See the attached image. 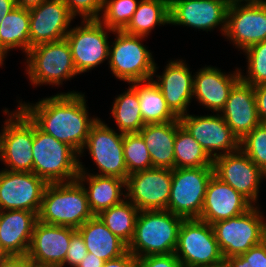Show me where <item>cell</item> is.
<instances>
[{"mask_svg":"<svg viewBox=\"0 0 266 267\" xmlns=\"http://www.w3.org/2000/svg\"><path fill=\"white\" fill-rule=\"evenodd\" d=\"M85 93L60 92L33 103L20 102V109L44 133L81 153L91 126L98 117H89Z\"/></svg>","mask_w":266,"mask_h":267,"instance_id":"1","label":"cell"},{"mask_svg":"<svg viewBox=\"0 0 266 267\" xmlns=\"http://www.w3.org/2000/svg\"><path fill=\"white\" fill-rule=\"evenodd\" d=\"M183 219L168 210L139 211L127 250L136 258L175 253Z\"/></svg>","mask_w":266,"mask_h":267,"instance_id":"2","label":"cell"},{"mask_svg":"<svg viewBox=\"0 0 266 267\" xmlns=\"http://www.w3.org/2000/svg\"><path fill=\"white\" fill-rule=\"evenodd\" d=\"M93 216L83 185L77 179L46 186L38 214L40 222L77 229Z\"/></svg>","mask_w":266,"mask_h":267,"instance_id":"3","label":"cell"},{"mask_svg":"<svg viewBox=\"0 0 266 267\" xmlns=\"http://www.w3.org/2000/svg\"><path fill=\"white\" fill-rule=\"evenodd\" d=\"M33 169L49 183L70 182L79 174V154L68 144L44 133L34 124Z\"/></svg>","mask_w":266,"mask_h":267,"instance_id":"4","label":"cell"},{"mask_svg":"<svg viewBox=\"0 0 266 267\" xmlns=\"http://www.w3.org/2000/svg\"><path fill=\"white\" fill-rule=\"evenodd\" d=\"M112 34L116 38L109 46L107 64L113 76L128 84L152 79L159 67L152 52L142 43L146 37L130 35L124 31H114Z\"/></svg>","mask_w":266,"mask_h":267,"instance_id":"5","label":"cell"},{"mask_svg":"<svg viewBox=\"0 0 266 267\" xmlns=\"http://www.w3.org/2000/svg\"><path fill=\"white\" fill-rule=\"evenodd\" d=\"M25 56V73L34 87L43 84L59 87L78 75L66 39L33 46Z\"/></svg>","mask_w":266,"mask_h":267,"instance_id":"6","label":"cell"},{"mask_svg":"<svg viewBox=\"0 0 266 267\" xmlns=\"http://www.w3.org/2000/svg\"><path fill=\"white\" fill-rule=\"evenodd\" d=\"M259 204L247 212L212 224L224 259L242 255L266 239V218Z\"/></svg>","mask_w":266,"mask_h":267,"instance_id":"7","label":"cell"},{"mask_svg":"<svg viewBox=\"0 0 266 267\" xmlns=\"http://www.w3.org/2000/svg\"><path fill=\"white\" fill-rule=\"evenodd\" d=\"M213 167L174 168L167 210L184 219L200 218Z\"/></svg>","mask_w":266,"mask_h":267,"instance_id":"8","label":"cell"},{"mask_svg":"<svg viewBox=\"0 0 266 267\" xmlns=\"http://www.w3.org/2000/svg\"><path fill=\"white\" fill-rule=\"evenodd\" d=\"M175 255L183 267L212 265L224 259L212 225L199 218L183 219Z\"/></svg>","mask_w":266,"mask_h":267,"instance_id":"9","label":"cell"},{"mask_svg":"<svg viewBox=\"0 0 266 267\" xmlns=\"http://www.w3.org/2000/svg\"><path fill=\"white\" fill-rule=\"evenodd\" d=\"M109 32L114 31L98 19L81 20L79 26L70 28L65 39L71 48L73 62L79 75L109 60Z\"/></svg>","mask_w":266,"mask_h":267,"instance_id":"10","label":"cell"},{"mask_svg":"<svg viewBox=\"0 0 266 267\" xmlns=\"http://www.w3.org/2000/svg\"><path fill=\"white\" fill-rule=\"evenodd\" d=\"M87 150L98 168L94 175L114 176L125 181L128 171L123 154V133L109 127L100 118L91 126L87 141L79 158Z\"/></svg>","mask_w":266,"mask_h":267,"instance_id":"11","label":"cell"},{"mask_svg":"<svg viewBox=\"0 0 266 267\" xmlns=\"http://www.w3.org/2000/svg\"><path fill=\"white\" fill-rule=\"evenodd\" d=\"M212 166L216 177L233 187L253 206L259 203V187L266 174L240 148L216 157Z\"/></svg>","mask_w":266,"mask_h":267,"instance_id":"12","label":"cell"},{"mask_svg":"<svg viewBox=\"0 0 266 267\" xmlns=\"http://www.w3.org/2000/svg\"><path fill=\"white\" fill-rule=\"evenodd\" d=\"M34 123L20 109L4 126L0 161L6 170L32 172Z\"/></svg>","mask_w":266,"mask_h":267,"instance_id":"13","label":"cell"},{"mask_svg":"<svg viewBox=\"0 0 266 267\" xmlns=\"http://www.w3.org/2000/svg\"><path fill=\"white\" fill-rule=\"evenodd\" d=\"M179 121L212 160L240 148L239 139L219 113L204 116L187 113Z\"/></svg>","mask_w":266,"mask_h":267,"instance_id":"14","label":"cell"},{"mask_svg":"<svg viewBox=\"0 0 266 267\" xmlns=\"http://www.w3.org/2000/svg\"><path fill=\"white\" fill-rule=\"evenodd\" d=\"M48 183L33 172L0 171V211L40 212Z\"/></svg>","mask_w":266,"mask_h":267,"instance_id":"15","label":"cell"},{"mask_svg":"<svg viewBox=\"0 0 266 267\" xmlns=\"http://www.w3.org/2000/svg\"><path fill=\"white\" fill-rule=\"evenodd\" d=\"M172 169L151 168L134 172L126 180V198L139 211L167 210Z\"/></svg>","mask_w":266,"mask_h":267,"instance_id":"16","label":"cell"},{"mask_svg":"<svg viewBox=\"0 0 266 267\" xmlns=\"http://www.w3.org/2000/svg\"><path fill=\"white\" fill-rule=\"evenodd\" d=\"M228 5L224 0H169L170 24L202 31H226ZM221 26V27H220Z\"/></svg>","mask_w":266,"mask_h":267,"instance_id":"17","label":"cell"},{"mask_svg":"<svg viewBox=\"0 0 266 267\" xmlns=\"http://www.w3.org/2000/svg\"><path fill=\"white\" fill-rule=\"evenodd\" d=\"M224 37L238 51L266 40V2L257 5L230 6Z\"/></svg>","mask_w":266,"mask_h":267,"instance_id":"18","label":"cell"},{"mask_svg":"<svg viewBox=\"0 0 266 267\" xmlns=\"http://www.w3.org/2000/svg\"><path fill=\"white\" fill-rule=\"evenodd\" d=\"M77 230L68 226L36 222L27 252L36 267H61L65 261L71 236Z\"/></svg>","mask_w":266,"mask_h":267,"instance_id":"19","label":"cell"},{"mask_svg":"<svg viewBox=\"0 0 266 267\" xmlns=\"http://www.w3.org/2000/svg\"><path fill=\"white\" fill-rule=\"evenodd\" d=\"M31 48L38 44L65 39L75 17L62 0H45L29 9Z\"/></svg>","mask_w":266,"mask_h":267,"instance_id":"20","label":"cell"},{"mask_svg":"<svg viewBox=\"0 0 266 267\" xmlns=\"http://www.w3.org/2000/svg\"><path fill=\"white\" fill-rule=\"evenodd\" d=\"M242 69L236 68L233 73L221 71L218 67L206 65L194 75L193 97L199 105L220 113L224 108L233 87L241 80Z\"/></svg>","mask_w":266,"mask_h":267,"instance_id":"21","label":"cell"},{"mask_svg":"<svg viewBox=\"0 0 266 267\" xmlns=\"http://www.w3.org/2000/svg\"><path fill=\"white\" fill-rule=\"evenodd\" d=\"M182 59L170 60L161 75L152 80L159 87L167 106L179 118L186 115L193 100L194 75Z\"/></svg>","mask_w":266,"mask_h":267,"instance_id":"22","label":"cell"},{"mask_svg":"<svg viewBox=\"0 0 266 267\" xmlns=\"http://www.w3.org/2000/svg\"><path fill=\"white\" fill-rule=\"evenodd\" d=\"M253 205L214 174L208 182L200 220L209 224L239 216Z\"/></svg>","mask_w":266,"mask_h":267,"instance_id":"23","label":"cell"},{"mask_svg":"<svg viewBox=\"0 0 266 267\" xmlns=\"http://www.w3.org/2000/svg\"><path fill=\"white\" fill-rule=\"evenodd\" d=\"M220 115L239 141L242 140L261 123L257 113L254 87L240 80L231 90Z\"/></svg>","mask_w":266,"mask_h":267,"instance_id":"24","label":"cell"},{"mask_svg":"<svg viewBox=\"0 0 266 267\" xmlns=\"http://www.w3.org/2000/svg\"><path fill=\"white\" fill-rule=\"evenodd\" d=\"M80 160L77 180L83 185L90 211L94 216L121 203L126 198V181L124 179L89 173L88 168H85Z\"/></svg>","mask_w":266,"mask_h":267,"instance_id":"25","label":"cell"},{"mask_svg":"<svg viewBox=\"0 0 266 267\" xmlns=\"http://www.w3.org/2000/svg\"><path fill=\"white\" fill-rule=\"evenodd\" d=\"M37 221L35 212L0 211V243L8 255L27 254Z\"/></svg>","mask_w":266,"mask_h":267,"instance_id":"26","label":"cell"},{"mask_svg":"<svg viewBox=\"0 0 266 267\" xmlns=\"http://www.w3.org/2000/svg\"><path fill=\"white\" fill-rule=\"evenodd\" d=\"M177 120L146 124L138 133L149 150L153 168H175L174 142Z\"/></svg>","mask_w":266,"mask_h":267,"instance_id":"27","label":"cell"},{"mask_svg":"<svg viewBox=\"0 0 266 267\" xmlns=\"http://www.w3.org/2000/svg\"><path fill=\"white\" fill-rule=\"evenodd\" d=\"M76 230L81 234L87 251L104 261L119 258L128 251L127 245L98 216L88 219Z\"/></svg>","mask_w":266,"mask_h":267,"instance_id":"28","label":"cell"},{"mask_svg":"<svg viewBox=\"0 0 266 267\" xmlns=\"http://www.w3.org/2000/svg\"><path fill=\"white\" fill-rule=\"evenodd\" d=\"M29 31V9L14 7L0 25V67L5 64L8 51L18 48L27 54L31 49Z\"/></svg>","mask_w":266,"mask_h":267,"instance_id":"29","label":"cell"},{"mask_svg":"<svg viewBox=\"0 0 266 267\" xmlns=\"http://www.w3.org/2000/svg\"><path fill=\"white\" fill-rule=\"evenodd\" d=\"M138 94L140 112L146 124L176 121L179 118L170 110L159 87L152 79L129 84Z\"/></svg>","mask_w":266,"mask_h":267,"instance_id":"30","label":"cell"},{"mask_svg":"<svg viewBox=\"0 0 266 267\" xmlns=\"http://www.w3.org/2000/svg\"><path fill=\"white\" fill-rule=\"evenodd\" d=\"M170 25L169 0H140L127 27L123 30L130 35L148 37L158 26Z\"/></svg>","mask_w":266,"mask_h":267,"instance_id":"31","label":"cell"},{"mask_svg":"<svg viewBox=\"0 0 266 267\" xmlns=\"http://www.w3.org/2000/svg\"><path fill=\"white\" fill-rule=\"evenodd\" d=\"M112 117L115 119L117 131L120 133H138L145 123L140 112L137 92L129 85L127 91L114 98Z\"/></svg>","mask_w":266,"mask_h":267,"instance_id":"32","label":"cell"},{"mask_svg":"<svg viewBox=\"0 0 266 267\" xmlns=\"http://www.w3.org/2000/svg\"><path fill=\"white\" fill-rule=\"evenodd\" d=\"M175 168L213 167V160L177 120L174 142Z\"/></svg>","mask_w":266,"mask_h":267,"instance_id":"33","label":"cell"},{"mask_svg":"<svg viewBox=\"0 0 266 267\" xmlns=\"http://www.w3.org/2000/svg\"><path fill=\"white\" fill-rule=\"evenodd\" d=\"M138 214V208L125 198L121 203L102 211L97 216L128 246L134 235Z\"/></svg>","mask_w":266,"mask_h":267,"instance_id":"34","label":"cell"},{"mask_svg":"<svg viewBox=\"0 0 266 267\" xmlns=\"http://www.w3.org/2000/svg\"><path fill=\"white\" fill-rule=\"evenodd\" d=\"M140 0H104L98 19L113 31H123L131 21Z\"/></svg>","mask_w":266,"mask_h":267,"instance_id":"35","label":"cell"},{"mask_svg":"<svg viewBox=\"0 0 266 267\" xmlns=\"http://www.w3.org/2000/svg\"><path fill=\"white\" fill-rule=\"evenodd\" d=\"M123 154L128 174L153 168L149 150L139 133L123 134Z\"/></svg>","mask_w":266,"mask_h":267,"instance_id":"36","label":"cell"},{"mask_svg":"<svg viewBox=\"0 0 266 267\" xmlns=\"http://www.w3.org/2000/svg\"><path fill=\"white\" fill-rule=\"evenodd\" d=\"M247 59L246 74L241 80L252 86L266 83V40L252 45L244 51Z\"/></svg>","mask_w":266,"mask_h":267,"instance_id":"37","label":"cell"},{"mask_svg":"<svg viewBox=\"0 0 266 267\" xmlns=\"http://www.w3.org/2000/svg\"><path fill=\"white\" fill-rule=\"evenodd\" d=\"M240 149L266 174V123H260L240 140Z\"/></svg>","mask_w":266,"mask_h":267,"instance_id":"38","label":"cell"},{"mask_svg":"<svg viewBox=\"0 0 266 267\" xmlns=\"http://www.w3.org/2000/svg\"><path fill=\"white\" fill-rule=\"evenodd\" d=\"M231 267H266V239L242 255L226 259Z\"/></svg>","mask_w":266,"mask_h":267,"instance_id":"39","label":"cell"},{"mask_svg":"<svg viewBox=\"0 0 266 267\" xmlns=\"http://www.w3.org/2000/svg\"><path fill=\"white\" fill-rule=\"evenodd\" d=\"M70 13L76 18L99 19L103 10L104 0H62Z\"/></svg>","mask_w":266,"mask_h":267,"instance_id":"40","label":"cell"},{"mask_svg":"<svg viewBox=\"0 0 266 267\" xmlns=\"http://www.w3.org/2000/svg\"><path fill=\"white\" fill-rule=\"evenodd\" d=\"M88 251L85 246L81 234L76 231L70 239V245L65 257V261L61 267L69 265L70 267H77V265L84 260Z\"/></svg>","mask_w":266,"mask_h":267,"instance_id":"41","label":"cell"},{"mask_svg":"<svg viewBox=\"0 0 266 267\" xmlns=\"http://www.w3.org/2000/svg\"><path fill=\"white\" fill-rule=\"evenodd\" d=\"M137 267H183L175 253L137 258Z\"/></svg>","mask_w":266,"mask_h":267,"instance_id":"42","label":"cell"},{"mask_svg":"<svg viewBox=\"0 0 266 267\" xmlns=\"http://www.w3.org/2000/svg\"><path fill=\"white\" fill-rule=\"evenodd\" d=\"M253 87L259 120L261 123H266V83Z\"/></svg>","mask_w":266,"mask_h":267,"instance_id":"43","label":"cell"},{"mask_svg":"<svg viewBox=\"0 0 266 267\" xmlns=\"http://www.w3.org/2000/svg\"><path fill=\"white\" fill-rule=\"evenodd\" d=\"M0 267H36L27 254L8 255L0 261Z\"/></svg>","mask_w":266,"mask_h":267,"instance_id":"44","label":"cell"},{"mask_svg":"<svg viewBox=\"0 0 266 267\" xmlns=\"http://www.w3.org/2000/svg\"><path fill=\"white\" fill-rule=\"evenodd\" d=\"M103 267H137V258L127 251L119 258L105 261Z\"/></svg>","mask_w":266,"mask_h":267,"instance_id":"45","label":"cell"},{"mask_svg":"<svg viewBox=\"0 0 266 267\" xmlns=\"http://www.w3.org/2000/svg\"><path fill=\"white\" fill-rule=\"evenodd\" d=\"M105 261L97 257L93 253H87L84 260L81 261L77 267H103Z\"/></svg>","mask_w":266,"mask_h":267,"instance_id":"46","label":"cell"},{"mask_svg":"<svg viewBox=\"0 0 266 267\" xmlns=\"http://www.w3.org/2000/svg\"><path fill=\"white\" fill-rule=\"evenodd\" d=\"M16 7L15 0H0V25L6 15Z\"/></svg>","mask_w":266,"mask_h":267,"instance_id":"47","label":"cell"},{"mask_svg":"<svg viewBox=\"0 0 266 267\" xmlns=\"http://www.w3.org/2000/svg\"><path fill=\"white\" fill-rule=\"evenodd\" d=\"M228 7L237 5H257L265 3L266 0H224Z\"/></svg>","mask_w":266,"mask_h":267,"instance_id":"48","label":"cell"},{"mask_svg":"<svg viewBox=\"0 0 266 267\" xmlns=\"http://www.w3.org/2000/svg\"><path fill=\"white\" fill-rule=\"evenodd\" d=\"M45 0H15L16 6L24 9H32L37 7Z\"/></svg>","mask_w":266,"mask_h":267,"instance_id":"49","label":"cell"},{"mask_svg":"<svg viewBox=\"0 0 266 267\" xmlns=\"http://www.w3.org/2000/svg\"><path fill=\"white\" fill-rule=\"evenodd\" d=\"M18 106H17V110H13V111H9L8 108H4L3 113L5 114V116H8V119L5 120L4 125H2L3 127H1V132H0V152H1V143H2V134H3V128L5 126V124L20 110V102L18 100Z\"/></svg>","mask_w":266,"mask_h":267,"instance_id":"50","label":"cell"},{"mask_svg":"<svg viewBox=\"0 0 266 267\" xmlns=\"http://www.w3.org/2000/svg\"><path fill=\"white\" fill-rule=\"evenodd\" d=\"M201 267H231V266L226 259H223L221 262H218L216 264L206 265V266H201Z\"/></svg>","mask_w":266,"mask_h":267,"instance_id":"51","label":"cell"},{"mask_svg":"<svg viewBox=\"0 0 266 267\" xmlns=\"http://www.w3.org/2000/svg\"><path fill=\"white\" fill-rule=\"evenodd\" d=\"M8 254L5 252V250L2 248L1 243H0V261L6 258Z\"/></svg>","mask_w":266,"mask_h":267,"instance_id":"52","label":"cell"}]
</instances>
